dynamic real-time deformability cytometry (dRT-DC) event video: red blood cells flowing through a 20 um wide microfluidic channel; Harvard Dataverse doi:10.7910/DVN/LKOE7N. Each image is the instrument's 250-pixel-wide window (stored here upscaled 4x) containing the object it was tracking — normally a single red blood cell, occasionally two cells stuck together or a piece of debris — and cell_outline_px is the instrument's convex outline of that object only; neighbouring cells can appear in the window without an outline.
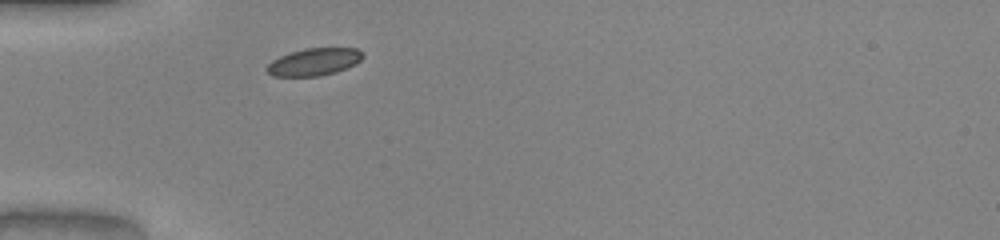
{"species": "common noctule bat (a hibernating species)", "species_latin": "Nyctalus noctula", "temperature_condition": "warm", "stored_images_in_passage": 27, "camera_frame_rate_fps": 3000, "um_per_image_px": 0.085, "animal": {"sex": "male", "body_mass_g": 20.0, "forearm_length_mm": 53.3}, "frame": {"image": 1, "passage_image": 1, "time_ms": 0.0, "image_size_px": [1000, 240], "cell_outline_px": [[364, 56], [356, 64], [336, 72], [320, 76], [272, 76], [264, 68], [272, 60], [280, 56], [304, 48], [356, 48]], "centroid_in_image_um": [26.68, 5.26], "position_along_channel_um": 58.3, "area_um2": 15.26}}
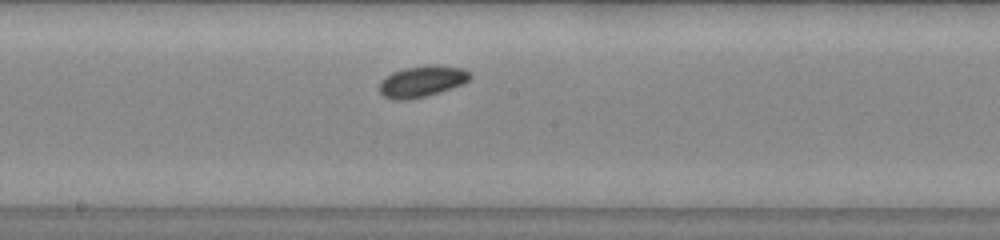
{"frame": {"image": 2, "passage_image": 13, "time_ms": 4.0, "image_size_px": [1000, 240], "cell_outline_px": [[472, 76], [464, 84], [440, 92], [408, 100], [392, 100], [384, 96], [380, 92], [380, 80], [392, 72], [404, 68], [436, 64], [464, 68]], "centroid_in_image_um": [35.87, 6.91], "position_along_channel_um": 212.3, "area_um2": 16.59}}
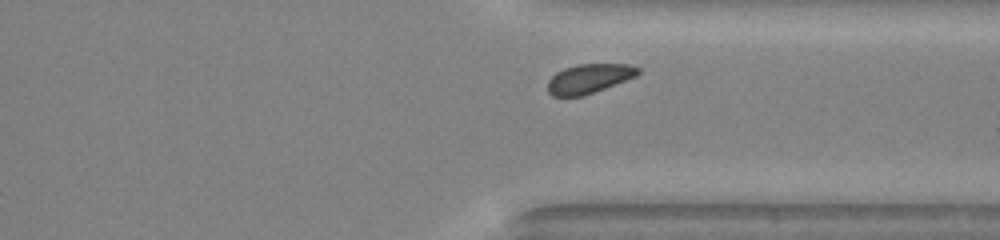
{"frame": {"image": 3, "passage_image": 24, "time_ms": 7.667, "image_size_px": [1000, 240], "cell_outline_px": [[640, 72], [636, 76], [584, 96], [552, 96], [548, 92], [548, 80], [556, 72], [564, 68], [576, 64], [628, 64], [640, 68]], "centroid_in_image_um": [50.05, 6.67], "position_along_channel_um": 361.3, "area_um2": 15.43}, "authors_computed_cell_mechanics": {"area_um2": 15.6638, "velocity_mm_per_s": 4.0386, "shape_relaxation_time_tau1_ms": 1.8155, "shape_relaxation_time_tau2_ms": null, "deformation_change_tau1": 0.0734, "deformation_change_tau2": null}}